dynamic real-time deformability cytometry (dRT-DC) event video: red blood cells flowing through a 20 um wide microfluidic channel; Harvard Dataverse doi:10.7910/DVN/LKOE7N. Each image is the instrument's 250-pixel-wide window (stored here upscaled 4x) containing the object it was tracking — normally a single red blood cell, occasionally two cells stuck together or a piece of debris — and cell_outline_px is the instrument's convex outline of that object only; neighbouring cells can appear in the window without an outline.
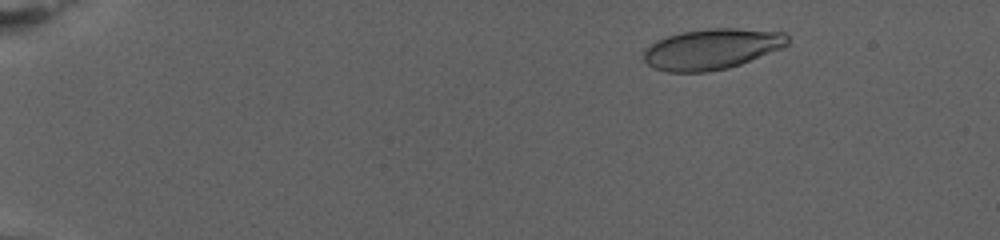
{"species": "human", "species_latin": "Homo sapiens", "temperature_condition": "warm", "stored_images_in_passage": 76, "camera_frame_rate_fps": 3000, "um_per_image_px": 0.085, "donor": {"sex": "female"}, "frame": {"image": 1, "passage_image": 10, "time_ms": 3.0, "image_size_px": [1000, 240], "cell_outline_px": [[788, 44], [780, 48], [740, 64], [728, 68], [708, 72], [668, 72], [652, 68], [644, 60], [644, 48], [656, 40], [680, 32], [708, 28], [736, 28], [784, 32], [788, 36]], "centroid_in_image_um": [60.45, 4.16], "position_along_channel_um": 24.5, "area_um2": 34.1}}
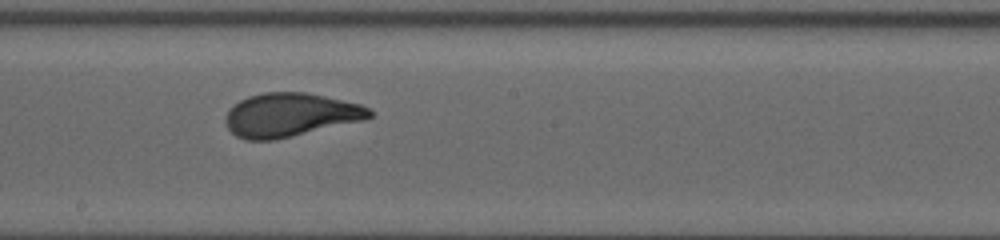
{"frame": {"image": 2, "passage_image": 45, "time_ms": 14.667, "image_size_px": [1000, 240], "cell_outline_px": [[372, 116], [364, 120], [276, 140], [244, 140], [236, 136], [228, 128], [224, 120], [228, 108], [240, 100], [248, 96], [264, 92], [304, 92], [324, 96], [360, 104], [372, 108]], "centroid_in_image_um": [24.65, 9.77], "position_along_channel_um": 223.6, "area_um2": 36.82}}
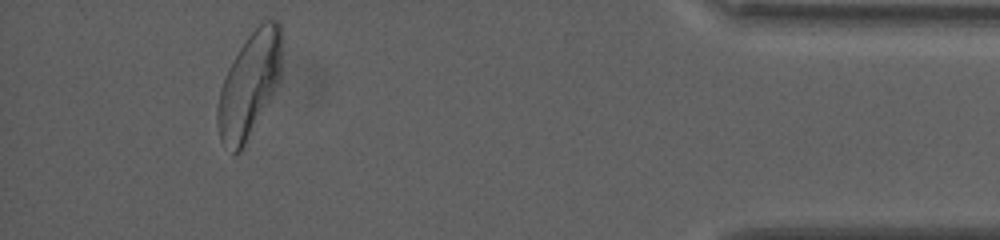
{"frame": {"image": 3, "passage_image": 71, "time_ms": 23.333, "image_size_px": [1000, 240], "cell_outline_px": [[280, 80], [276, 88], [244, 148], [240, 152], [232, 156], [220, 140], [216, 124], [216, 108], [220, 88], [228, 68], [232, 60], [248, 36], [264, 20], [276, 20], [280, 24]], "centroid_in_image_um": [21.14, 7.31], "position_along_channel_um": 414.1, "area_um2": 39.25}, "authors_computed_cell_mechanics": {"area_um2": 35.9227, "velocity_mm_per_s": 2.7521, "shape_relaxation_time_tau1_ms": 6.0425, "shape_relaxation_time_tau2_ms": null, "deformation_change_tau1": 0.2051, "deformation_change_tau2": null}}